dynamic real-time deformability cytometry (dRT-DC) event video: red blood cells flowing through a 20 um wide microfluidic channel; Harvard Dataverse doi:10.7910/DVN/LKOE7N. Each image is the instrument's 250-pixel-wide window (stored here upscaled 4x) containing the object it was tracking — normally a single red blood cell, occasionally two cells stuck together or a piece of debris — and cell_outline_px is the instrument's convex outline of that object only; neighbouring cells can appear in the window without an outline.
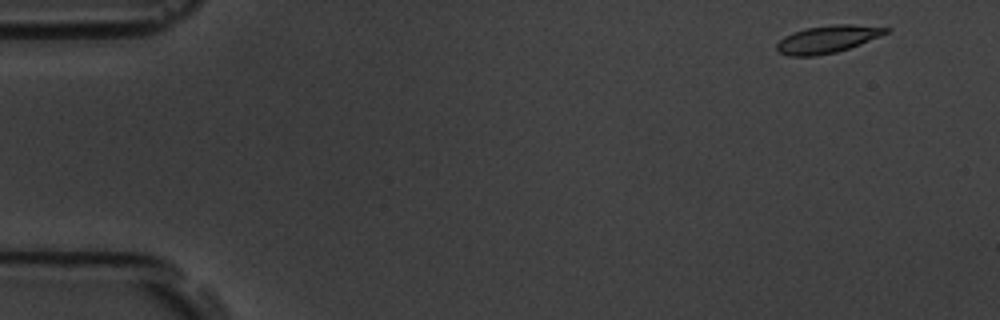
{"species": "common noctule bat (a hibernating species)", "species_latin": "Nyctalus noctula", "temperature_condition": "room temperature", "stored_images_in_passage": 5, "segment_of_instrument_passage": [1, 2], "camera_frame_rate_fps": 3000, "um_per_image_px": 0.085, "animal": {"sex": "male", "body_mass_g": 19.5, "forearm_length_mm": 54.6}, "frame": {"image": 1, "passage_image": 1, "time_ms": 0.0, "image_size_px": [1000, 320], "cell_outline_px": [[892, 28], [888, 32], [880, 36], [860, 44], [836, 52], [816, 56], [788, 56], [780, 52], [776, 48], [776, 44], [784, 36], [792, 32], [804, 28], [832, 24], [852, 24]], "centroid_in_image_um": [70.32, 3.32], "position_along_channel_um": 14.7, "area_um2": 17.51}}
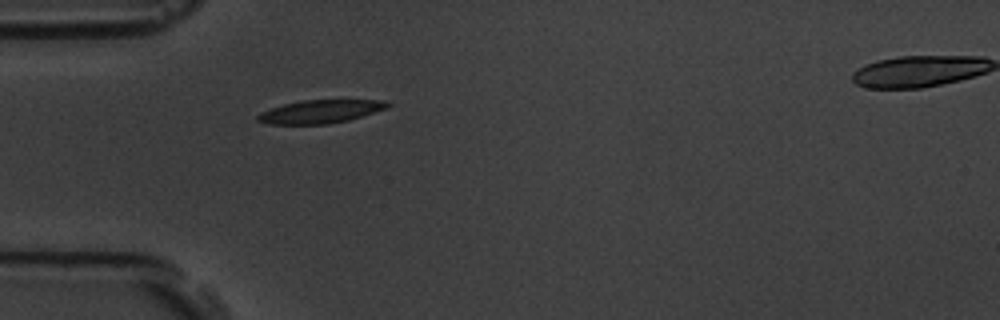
{"frame": {"image": 2, "passage_image": 4, "time_ms": 1.0, "image_size_px": [1000, 320], "cell_outline_px": [[392, 104], [388, 108], [348, 120], [328, 124], [268, 124], [256, 120], [256, 116], [260, 112], [284, 104], [304, 100], [384, 100]], "centroid_in_image_um": [27.23, 9.48], "position_along_channel_um": 57.8, "area_um2": 17.51}}